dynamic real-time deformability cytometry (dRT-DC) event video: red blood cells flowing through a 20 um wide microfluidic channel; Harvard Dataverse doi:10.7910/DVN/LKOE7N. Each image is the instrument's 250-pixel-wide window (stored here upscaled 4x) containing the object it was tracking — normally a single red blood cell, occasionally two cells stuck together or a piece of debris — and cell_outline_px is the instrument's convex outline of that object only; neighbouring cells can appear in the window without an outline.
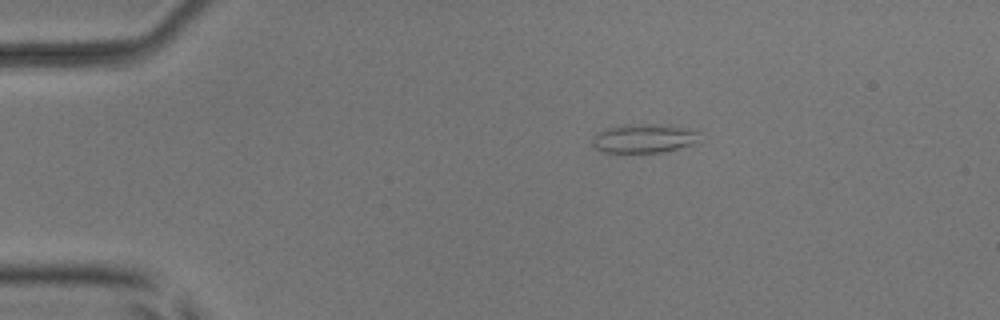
{"species": "common noctule bat (a hibernating species)", "species_latin": "Nyctalus noctula", "temperature_condition": "room temperature", "stored_images_in_passage": 3, "camera_frame_rate_fps": 3000, "um_per_image_px": 0.085, "animal": {"sex": "male", "body_mass_g": 17.9, "forearm_length_mm": 54.2}, "frame": {"image": 1, "passage_image": 1, "time_ms": 0.0, "image_size_px": [1000, 320], "cell_outline_px": [[700, 144], [660, 152], [604, 152], [596, 148], [592, 144], [592, 136], [604, 128], [620, 124], [640, 124], [692, 128], [700, 132]], "centroid_in_image_um": [54.78, 11.76], "position_along_channel_um": 30.2, "area_um2": 18.38}}